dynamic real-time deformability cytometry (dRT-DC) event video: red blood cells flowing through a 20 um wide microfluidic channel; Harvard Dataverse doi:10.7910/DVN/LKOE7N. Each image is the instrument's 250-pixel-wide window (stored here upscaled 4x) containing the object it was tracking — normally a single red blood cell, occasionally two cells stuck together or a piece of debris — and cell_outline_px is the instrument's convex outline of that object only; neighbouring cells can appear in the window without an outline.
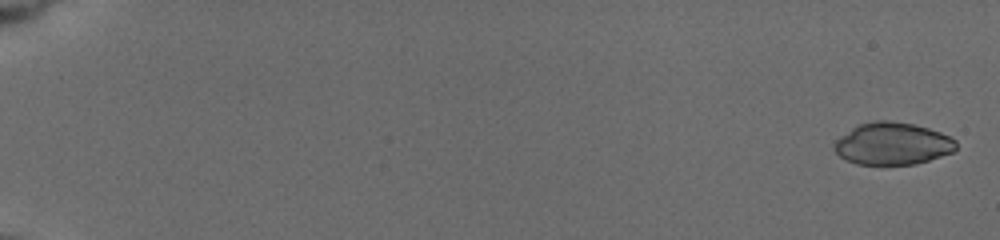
{"species": "common noctule bat (a hibernating species)", "species_latin": "Nyctalus noctula", "temperature_condition": "cold", "stored_images_in_passage": 65, "camera_frame_rate_fps": 3000, "um_per_image_px": 0.085, "animal": {"sex": "female", "body_mass_g": 19.5, "forearm_length_mm": 54.1}, "frame": {"image": 1, "passage_image": 4, "time_ms": 0.333, "image_size_px": [1000, 240], "cell_outline_px": [[956, 148], [952, 152], [916, 164], [860, 164], [848, 160], [840, 156], [832, 148], [832, 144], [840, 136], [856, 124], [876, 120], [888, 120], [912, 124], [928, 128], [940, 132], [956, 140]], "centroid_in_image_um": [75.83, 12.2], "position_along_channel_um": 9.2, "area_um2": 29.88}}